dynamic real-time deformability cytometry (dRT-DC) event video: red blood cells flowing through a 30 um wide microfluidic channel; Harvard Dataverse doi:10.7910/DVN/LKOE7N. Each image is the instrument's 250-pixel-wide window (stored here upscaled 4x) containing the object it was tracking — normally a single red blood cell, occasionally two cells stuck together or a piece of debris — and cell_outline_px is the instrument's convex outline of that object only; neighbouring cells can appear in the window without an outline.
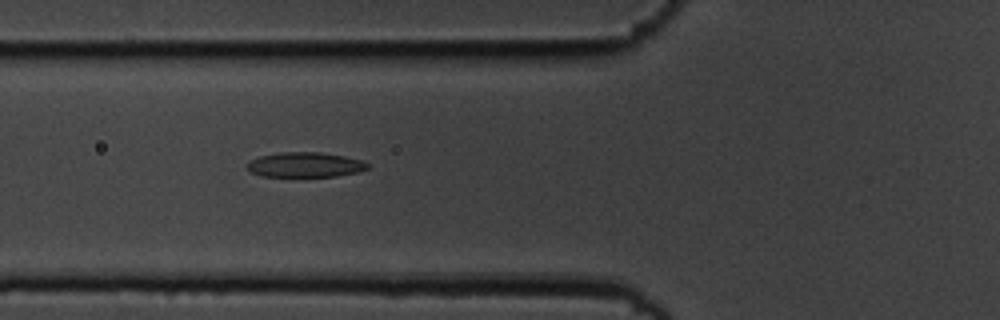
{"species": "common noctule bat (a hibernating species)", "species_latin": "Nyctalus noctula", "temperature_condition": "cold", "stored_images_in_passage": 52, "camera_frame_rate_fps": 3000, "um_per_image_px": 0.085, "animal": {"sex": "male", "body_mass_g": 19.5, "forearm_length_mm": 54.6}, "frame": {"image": 1, "passage_image": 17, "time_ms": 5.333, "image_size_px": [1000, 320], "cell_outline_px": [[368, 168], [360, 172], [336, 176], [260, 176], [244, 168], [252, 160], [260, 156], [280, 152], [320, 152], [344, 156], [360, 160], [368, 164]], "centroid_in_image_um": [25.93, 14.0], "position_along_channel_um": 99.9, "area_um2": 17.4}}
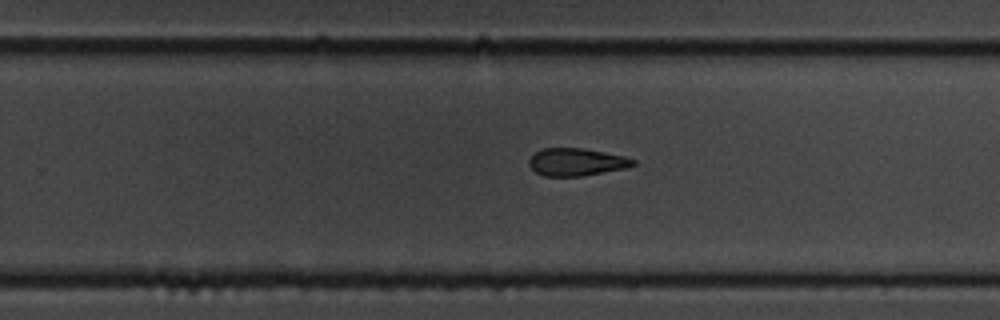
{"frame": {"image": 2, "passage_image": 32, "time_ms": 10.333, "image_size_px": [1000, 320], "cell_outline_px": [[636, 164], [624, 168], [580, 176], [544, 176], [536, 172], [528, 164], [528, 160], [536, 152], [544, 148], [580, 148], [604, 152], [624, 156], [636, 160]], "centroid_in_image_um": [48.98, 13.77], "position_along_channel_um": 280.8, "area_um2": 16.47}}
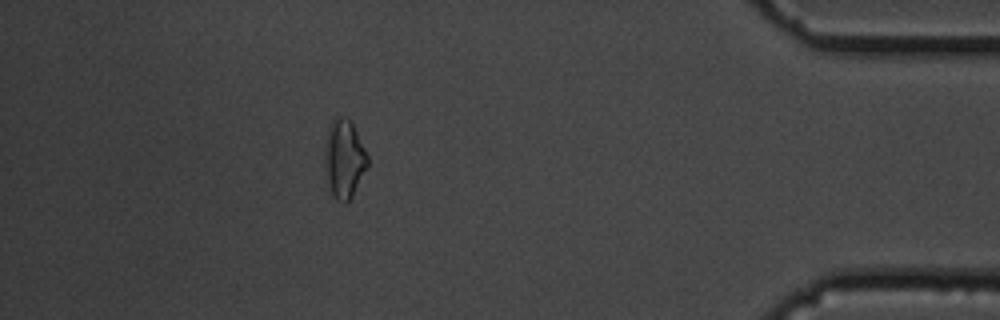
{"frame": {"image": 3, "passage_image": 46, "time_ms": 15.0, "image_size_px": [1000, 320], "cell_outline_px": [[368, 168], [352, 196], [344, 204], [336, 200], [328, 184], [324, 172], [324, 144], [328, 128], [332, 120], [336, 116], [344, 116], [352, 124], [368, 156]], "centroid_in_image_um": [29.23, 13.52], "position_along_channel_um": 406.0, "area_um2": 19.77}, "authors_computed_cell_mechanics": {"area_um2": 17.8024, "velocity_mm_per_s": 3.6177, "shape_relaxation_time_tau1_ms": 9.2602, "shape_relaxation_time_tau2_ms": null, "deformation_change_tau1": 0.162, "deformation_change_tau2": null}}